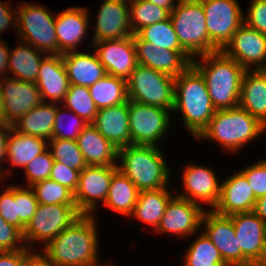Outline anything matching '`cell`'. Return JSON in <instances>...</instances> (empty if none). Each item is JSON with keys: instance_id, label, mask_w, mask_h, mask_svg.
I'll return each mask as SVG.
<instances>
[{"instance_id": "cell-53", "label": "cell", "mask_w": 266, "mask_h": 266, "mask_svg": "<svg viewBox=\"0 0 266 266\" xmlns=\"http://www.w3.org/2000/svg\"><path fill=\"white\" fill-rule=\"evenodd\" d=\"M10 48L8 47V44L5 43L0 37V79L9 77L8 74V59H9V52ZM4 73V74H3Z\"/></svg>"}, {"instance_id": "cell-33", "label": "cell", "mask_w": 266, "mask_h": 266, "mask_svg": "<svg viewBox=\"0 0 266 266\" xmlns=\"http://www.w3.org/2000/svg\"><path fill=\"white\" fill-rule=\"evenodd\" d=\"M138 194L137 187L127 176L117 170L111 178L104 205L116 213L129 217L137 202Z\"/></svg>"}, {"instance_id": "cell-8", "label": "cell", "mask_w": 266, "mask_h": 266, "mask_svg": "<svg viewBox=\"0 0 266 266\" xmlns=\"http://www.w3.org/2000/svg\"><path fill=\"white\" fill-rule=\"evenodd\" d=\"M128 100L163 109H174L175 78L138 64L127 80Z\"/></svg>"}, {"instance_id": "cell-37", "label": "cell", "mask_w": 266, "mask_h": 266, "mask_svg": "<svg viewBox=\"0 0 266 266\" xmlns=\"http://www.w3.org/2000/svg\"><path fill=\"white\" fill-rule=\"evenodd\" d=\"M136 34L143 41L151 42L158 48L183 50L170 18L145 26Z\"/></svg>"}, {"instance_id": "cell-4", "label": "cell", "mask_w": 266, "mask_h": 266, "mask_svg": "<svg viewBox=\"0 0 266 266\" xmlns=\"http://www.w3.org/2000/svg\"><path fill=\"white\" fill-rule=\"evenodd\" d=\"M158 145L130 144L118 149L117 169L139 191L166 188L170 182V168Z\"/></svg>"}, {"instance_id": "cell-41", "label": "cell", "mask_w": 266, "mask_h": 266, "mask_svg": "<svg viewBox=\"0 0 266 266\" xmlns=\"http://www.w3.org/2000/svg\"><path fill=\"white\" fill-rule=\"evenodd\" d=\"M59 104H57V111L55 114V120H54V126H53V133H52V138L55 139H67V140H77L78 136L80 135V133L83 131V129L89 124L87 123L83 118L77 116L73 111L71 110H63L62 106H58ZM70 111L68 114L69 116V123L71 126H69V128L67 129L66 125L69 124L67 123L66 125H64L65 123V119L64 116L66 115V112ZM71 113V114H70ZM65 120V121H64ZM66 127V128H65ZM67 130V132H66Z\"/></svg>"}, {"instance_id": "cell-29", "label": "cell", "mask_w": 266, "mask_h": 266, "mask_svg": "<svg viewBox=\"0 0 266 266\" xmlns=\"http://www.w3.org/2000/svg\"><path fill=\"white\" fill-rule=\"evenodd\" d=\"M56 111V103L42 102L15 121L12 128L21 134L49 141L52 139Z\"/></svg>"}, {"instance_id": "cell-59", "label": "cell", "mask_w": 266, "mask_h": 266, "mask_svg": "<svg viewBox=\"0 0 266 266\" xmlns=\"http://www.w3.org/2000/svg\"><path fill=\"white\" fill-rule=\"evenodd\" d=\"M103 266H113V264L110 265V264L108 263V265H107V264H104Z\"/></svg>"}, {"instance_id": "cell-57", "label": "cell", "mask_w": 266, "mask_h": 266, "mask_svg": "<svg viewBox=\"0 0 266 266\" xmlns=\"http://www.w3.org/2000/svg\"><path fill=\"white\" fill-rule=\"evenodd\" d=\"M0 175H1L0 176L1 177L0 180H3L5 177L3 176V174H1V172H0Z\"/></svg>"}, {"instance_id": "cell-25", "label": "cell", "mask_w": 266, "mask_h": 266, "mask_svg": "<svg viewBox=\"0 0 266 266\" xmlns=\"http://www.w3.org/2000/svg\"><path fill=\"white\" fill-rule=\"evenodd\" d=\"M92 124L116 148L120 149L130 145L128 101L98 109L95 121Z\"/></svg>"}, {"instance_id": "cell-16", "label": "cell", "mask_w": 266, "mask_h": 266, "mask_svg": "<svg viewBox=\"0 0 266 266\" xmlns=\"http://www.w3.org/2000/svg\"><path fill=\"white\" fill-rule=\"evenodd\" d=\"M92 45L108 75L126 81L130 78L131 73L138 65L133 36L94 42Z\"/></svg>"}, {"instance_id": "cell-15", "label": "cell", "mask_w": 266, "mask_h": 266, "mask_svg": "<svg viewBox=\"0 0 266 266\" xmlns=\"http://www.w3.org/2000/svg\"><path fill=\"white\" fill-rule=\"evenodd\" d=\"M201 228L205 229L204 234L213 242L228 266H243V253L238 248L230 216L220 215L212 209L204 211Z\"/></svg>"}, {"instance_id": "cell-6", "label": "cell", "mask_w": 266, "mask_h": 266, "mask_svg": "<svg viewBox=\"0 0 266 266\" xmlns=\"http://www.w3.org/2000/svg\"><path fill=\"white\" fill-rule=\"evenodd\" d=\"M170 19L181 48L192 58L219 51L209 40L206 17L199 0H179Z\"/></svg>"}, {"instance_id": "cell-13", "label": "cell", "mask_w": 266, "mask_h": 266, "mask_svg": "<svg viewBox=\"0 0 266 266\" xmlns=\"http://www.w3.org/2000/svg\"><path fill=\"white\" fill-rule=\"evenodd\" d=\"M117 166L87 165L80 171L74 200L81 215H94L98 201H106L109 185Z\"/></svg>"}, {"instance_id": "cell-14", "label": "cell", "mask_w": 266, "mask_h": 266, "mask_svg": "<svg viewBox=\"0 0 266 266\" xmlns=\"http://www.w3.org/2000/svg\"><path fill=\"white\" fill-rule=\"evenodd\" d=\"M221 51L246 70L266 69V35L245 23L236 30Z\"/></svg>"}, {"instance_id": "cell-19", "label": "cell", "mask_w": 266, "mask_h": 266, "mask_svg": "<svg viewBox=\"0 0 266 266\" xmlns=\"http://www.w3.org/2000/svg\"><path fill=\"white\" fill-rule=\"evenodd\" d=\"M183 193L178 197L189 201L207 204L212 210L217 205L221 194V183L211 168L189 164L186 165L182 175Z\"/></svg>"}, {"instance_id": "cell-3", "label": "cell", "mask_w": 266, "mask_h": 266, "mask_svg": "<svg viewBox=\"0 0 266 266\" xmlns=\"http://www.w3.org/2000/svg\"><path fill=\"white\" fill-rule=\"evenodd\" d=\"M178 111L183 115L185 128L195 139L208 126L216 111L212 105L204 77L192 64L175 77L172 112Z\"/></svg>"}, {"instance_id": "cell-48", "label": "cell", "mask_w": 266, "mask_h": 266, "mask_svg": "<svg viewBox=\"0 0 266 266\" xmlns=\"http://www.w3.org/2000/svg\"><path fill=\"white\" fill-rule=\"evenodd\" d=\"M244 23L266 35V0H252Z\"/></svg>"}, {"instance_id": "cell-46", "label": "cell", "mask_w": 266, "mask_h": 266, "mask_svg": "<svg viewBox=\"0 0 266 266\" xmlns=\"http://www.w3.org/2000/svg\"><path fill=\"white\" fill-rule=\"evenodd\" d=\"M25 247L23 233L0 215V252L21 250Z\"/></svg>"}, {"instance_id": "cell-2", "label": "cell", "mask_w": 266, "mask_h": 266, "mask_svg": "<svg viewBox=\"0 0 266 266\" xmlns=\"http://www.w3.org/2000/svg\"><path fill=\"white\" fill-rule=\"evenodd\" d=\"M192 65L204 77L212 105L216 110L239 106L240 90L246 69L222 51L204 54Z\"/></svg>"}, {"instance_id": "cell-26", "label": "cell", "mask_w": 266, "mask_h": 266, "mask_svg": "<svg viewBox=\"0 0 266 266\" xmlns=\"http://www.w3.org/2000/svg\"><path fill=\"white\" fill-rule=\"evenodd\" d=\"M70 85L92 86L107 75L96 53L72 51L62 54Z\"/></svg>"}, {"instance_id": "cell-44", "label": "cell", "mask_w": 266, "mask_h": 266, "mask_svg": "<svg viewBox=\"0 0 266 266\" xmlns=\"http://www.w3.org/2000/svg\"><path fill=\"white\" fill-rule=\"evenodd\" d=\"M240 172L245 176L256 199L266 196V159L251 164Z\"/></svg>"}, {"instance_id": "cell-52", "label": "cell", "mask_w": 266, "mask_h": 266, "mask_svg": "<svg viewBox=\"0 0 266 266\" xmlns=\"http://www.w3.org/2000/svg\"><path fill=\"white\" fill-rule=\"evenodd\" d=\"M12 125H5L0 124V165L3 162V160H6V142L8 135L11 131ZM1 167V166H0ZM1 174L6 178L8 174H10V171L8 170V173L4 172L3 170H0Z\"/></svg>"}, {"instance_id": "cell-21", "label": "cell", "mask_w": 266, "mask_h": 266, "mask_svg": "<svg viewBox=\"0 0 266 266\" xmlns=\"http://www.w3.org/2000/svg\"><path fill=\"white\" fill-rule=\"evenodd\" d=\"M0 86L6 118L11 125L43 102L36 83L21 81L9 76L0 79Z\"/></svg>"}, {"instance_id": "cell-7", "label": "cell", "mask_w": 266, "mask_h": 266, "mask_svg": "<svg viewBox=\"0 0 266 266\" xmlns=\"http://www.w3.org/2000/svg\"><path fill=\"white\" fill-rule=\"evenodd\" d=\"M17 33L21 41L32 45L47 55H58L55 29L56 14L46 6L33 3L17 5Z\"/></svg>"}, {"instance_id": "cell-50", "label": "cell", "mask_w": 266, "mask_h": 266, "mask_svg": "<svg viewBox=\"0 0 266 266\" xmlns=\"http://www.w3.org/2000/svg\"><path fill=\"white\" fill-rule=\"evenodd\" d=\"M34 252L27 247L23 249V266H55L42 251Z\"/></svg>"}, {"instance_id": "cell-47", "label": "cell", "mask_w": 266, "mask_h": 266, "mask_svg": "<svg viewBox=\"0 0 266 266\" xmlns=\"http://www.w3.org/2000/svg\"><path fill=\"white\" fill-rule=\"evenodd\" d=\"M80 170L68 168L60 162L54 161L49 178L67 187L73 193L78 187Z\"/></svg>"}, {"instance_id": "cell-54", "label": "cell", "mask_w": 266, "mask_h": 266, "mask_svg": "<svg viewBox=\"0 0 266 266\" xmlns=\"http://www.w3.org/2000/svg\"><path fill=\"white\" fill-rule=\"evenodd\" d=\"M253 212L265 223L266 225V196L256 199Z\"/></svg>"}, {"instance_id": "cell-12", "label": "cell", "mask_w": 266, "mask_h": 266, "mask_svg": "<svg viewBox=\"0 0 266 266\" xmlns=\"http://www.w3.org/2000/svg\"><path fill=\"white\" fill-rule=\"evenodd\" d=\"M238 248L243 253V266H266V225L253 212L230 215Z\"/></svg>"}, {"instance_id": "cell-34", "label": "cell", "mask_w": 266, "mask_h": 266, "mask_svg": "<svg viewBox=\"0 0 266 266\" xmlns=\"http://www.w3.org/2000/svg\"><path fill=\"white\" fill-rule=\"evenodd\" d=\"M90 96L98 109L123 104L128 101L127 81L112 75H105L88 87Z\"/></svg>"}, {"instance_id": "cell-38", "label": "cell", "mask_w": 266, "mask_h": 266, "mask_svg": "<svg viewBox=\"0 0 266 266\" xmlns=\"http://www.w3.org/2000/svg\"><path fill=\"white\" fill-rule=\"evenodd\" d=\"M62 106H64L66 110L73 111L87 123H93L98 112V108L86 86L70 85L65 99L62 102Z\"/></svg>"}, {"instance_id": "cell-36", "label": "cell", "mask_w": 266, "mask_h": 266, "mask_svg": "<svg viewBox=\"0 0 266 266\" xmlns=\"http://www.w3.org/2000/svg\"><path fill=\"white\" fill-rule=\"evenodd\" d=\"M130 25L134 34L145 26L170 18L167 9L147 0H136L129 3Z\"/></svg>"}, {"instance_id": "cell-11", "label": "cell", "mask_w": 266, "mask_h": 266, "mask_svg": "<svg viewBox=\"0 0 266 266\" xmlns=\"http://www.w3.org/2000/svg\"><path fill=\"white\" fill-rule=\"evenodd\" d=\"M206 17L208 37L221 51L236 30L244 23V14L237 0H199Z\"/></svg>"}, {"instance_id": "cell-24", "label": "cell", "mask_w": 266, "mask_h": 266, "mask_svg": "<svg viewBox=\"0 0 266 266\" xmlns=\"http://www.w3.org/2000/svg\"><path fill=\"white\" fill-rule=\"evenodd\" d=\"M36 84L43 102H63L70 82L63 63L62 55H46L40 64ZM49 98V99H48Z\"/></svg>"}, {"instance_id": "cell-17", "label": "cell", "mask_w": 266, "mask_h": 266, "mask_svg": "<svg viewBox=\"0 0 266 266\" xmlns=\"http://www.w3.org/2000/svg\"><path fill=\"white\" fill-rule=\"evenodd\" d=\"M204 209L199 203L174 196L161 217L156 232L179 237L195 234L201 228Z\"/></svg>"}, {"instance_id": "cell-43", "label": "cell", "mask_w": 266, "mask_h": 266, "mask_svg": "<svg viewBox=\"0 0 266 266\" xmlns=\"http://www.w3.org/2000/svg\"><path fill=\"white\" fill-rule=\"evenodd\" d=\"M14 198L17 200V217L27 226L38 206L35 193L30 186L14 185Z\"/></svg>"}, {"instance_id": "cell-49", "label": "cell", "mask_w": 266, "mask_h": 266, "mask_svg": "<svg viewBox=\"0 0 266 266\" xmlns=\"http://www.w3.org/2000/svg\"><path fill=\"white\" fill-rule=\"evenodd\" d=\"M8 3L0 1V35L12 24L14 25L13 28L15 27V33H17V10L15 11L13 6Z\"/></svg>"}, {"instance_id": "cell-45", "label": "cell", "mask_w": 266, "mask_h": 266, "mask_svg": "<svg viewBox=\"0 0 266 266\" xmlns=\"http://www.w3.org/2000/svg\"><path fill=\"white\" fill-rule=\"evenodd\" d=\"M0 215L9 224L17 227L22 233L25 225L17 217V200L14 198V185H9L0 193Z\"/></svg>"}, {"instance_id": "cell-51", "label": "cell", "mask_w": 266, "mask_h": 266, "mask_svg": "<svg viewBox=\"0 0 266 266\" xmlns=\"http://www.w3.org/2000/svg\"><path fill=\"white\" fill-rule=\"evenodd\" d=\"M0 266H23V249L0 252Z\"/></svg>"}, {"instance_id": "cell-32", "label": "cell", "mask_w": 266, "mask_h": 266, "mask_svg": "<svg viewBox=\"0 0 266 266\" xmlns=\"http://www.w3.org/2000/svg\"><path fill=\"white\" fill-rule=\"evenodd\" d=\"M18 44L9 52L8 71L12 72L13 78L36 83L40 64L47 54L23 41L18 40Z\"/></svg>"}, {"instance_id": "cell-31", "label": "cell", "mask_w": 266, "mask_h": 266, "mask_svg": "<svg viewBox=\"0 0 266 266\" xmlns=\"http://www.w3.org/2000/svg\"><path fill=\"white\" fill-rule=\"evenodd\" d=\"M47 148L48 141L21 134L11 128L6 142V160L10 161L11 166L23 167L24 169L28 163L46 151Z\"/></svg>"}, {"instance_id": "cell-39", "label": "cell", "mask_w": 266, "mask_h": 266, "mask_svg": "<svg viewBox=\"0 0 266 266\" xmlns=\"http://www.w3.org/2000/svg\"><path fill=\"white\" fill-rule=\"evenodd\" d=\"M48 150H50L54 161L60 162L68 168L81 171L87 166L77 140L52 138L48 141Z\"/></svg>"}, {"instance_id": "cell-22", "label": "cell", "mask_w": 266, "mask_h": 266, "mask_svg": "<svg viewBox=\"0 0 266 266\" xmlns=\"http://www.w3.org/2000/svg\"><path fill=\"white\" fill-rule=\"evenodd\" d=\"M88 13L87 8L69 7L56 14L55 29L58 39V55L78 51L79 44L88 33Z\"/></svg>"}, {"instance_id": "cell-18", "label": "cell", "mask_w": 266, "mask_h": 266, "mask_svg": "<svg viewBox=\"0 0 266 266\" xmlns=\"http://www.w3.org/2000/svg\"><path fill=\"white\" fill-rule=\"evenodd\" d=\"M133 39L140 65L175 78L192 64L193 59L184 50L158 48L151 42L143 41L137 34L133 35Z\"/></svg>"}, {"instance_id": "cell-1", "label": "cell", "mask_w": 266, "mask_h": 266, "mask_svg": "<svg viewBox=\"0 0 266 266\" xmlns=\"http://www.w3.org/2000/svg\"><path fill=\"white\" fill-rule=\"evenodd\" d=\"M96 225L95 214L81 215L41 250L55 266H101Z\"/></svg>"}, {"instance_id": "cell-9", "label": "cell", "mask_w": 266, "mask_h": 266, "mask_svg": "<svg viewBox=\"0 0 266 266\" xmlns=\"http://www.w3.org/2000/svg\"><path fill=\"white\" fill-rule=\"evenodd\" d=\"M80 216L76 205L38 204L35 214L23 232L26 247L31 250L34 246L32 243L39 241H42V246L45 247Z\"/></svg>"}, {"instance_id": "cell-27", "label": "cell", "mask_w": 266, "mask_h": 266, "mask_svg": "<svg viewBox=\"0 0 266 266\" xmlns=\"http://www.w3.org/2000/svg\"><path fill=\"white\" fill-rule=\"evenodd\" d=\"M77 143L87 165L117 166L118 148L105 139L92 123L83 129Z\"/></svg>"}, {"instance_id": "cell-23", "label": "cell", "mask_w": 266, "mask_h": 266, "mask_svg": "<svg viewBox=\"0 0 266 266\" xmlns=\"http://www.w3.org/2000/svg\"><path fill=\"white\" fill-rule=\"evenodd\" d=\"M256 197L251 191L245 176L240 172L221 181V194L214 211L220 215L230 216L236 213L251 212Z\"/></svg>"}, {"instance_id": "cell-55", "label": "cell", "mask_w": 266, "mask_h": 266, "mask_svg": "<svg viewBox=\"0 0 266 266\" xmlns=\"http://www.w3.org/2000/svg\"><path fill=\"white\" fill-rule=\"evenodd\" d=\"M147 1L152 2L153 4L162 7L164 9H167L169 12H171L177 6V2L179 0H147ZM175 1H177L176 4Z\"/></svg>"}, {"instance_id": "cell-58", "label": "cell", "mask_w": 266, "mask_h": 266, "mask_svg": "<svg viewBox=\"0 0 266 266\" xmlns=\"http://www.w3.org/2000/svg\"><path fill=\"white\" fill-rule=\"evenodd\" d=\"M124 1L130 3V2L136 1V0H124Z\"/></svg>"}, {"instance_id": "cell-28", "label": "cell", "mask_w": 266, "mask_h": 266, "mask_svg": "<svg viewBox=\"0 0 266 266\" xmlns=\"http://www.w3.org/2000/svg\"><path fill=\"white\" fill-rule=\"evenodd\" d=\"M239 106L266 126V71L246 70L240 90Z\"/></svg>"}, {"instance_id": "cell-30", "label": "cell", "mask_w": 266, "mask_h": 266, "mask_svg": "<svg viewBox=\"0 0 266 266\" xmlns=\"http://www.w3.org/2000/svg\"><path fill=\"white\" fill-rule=\"evenodd\" d=\"M173 197L172 192L167 187L139 191L137 202L130 217L132 216L156 230L169 201Z\"/></svg>"}, {"instance_id": "cell-40", "label": "cell", "mask_w": 266, "mask_h": 266, "mask_svg": "<svg viewBox=\"0 0 266 266\" xmlns=\"http://www.w3.org/2000/svg\"><path fill=\"white\" fill-rule=\"evenodd\" d=\"M30 187L35 193L38 204L76 205L74 193L50 178L36 182Z\"/></svg>"}, {"instance_id": "cell-10", "label": "cell", "mask_w": 266, "mask_h": 266, "mask_svg": "<svg viewBox=\"0 0 266 266\" xmlns=\"http://www.w3.org/2000/svg\"><path fill=\"white\" fill-rule=\"evenodd\" d=\"M130 144L155 145L171 124L167 109L128 100Z\"/></svg>"}, {"instance_id": "cell-56", "label": "cell", "mask_w": 266, "mask_h": 266, "mask_svg": "<svg viewBox=\"0 0 266 266\" xmlns=\"http://www.w3.org/2000/svg\"><path fill=\"white\" fill-rule=\"evenodd\" d=\"M0 124L11 125L6 118V113L4 110V98H3L1 86H0Z\"/></svg>"}, {"instance_id": "cell-35", "label": "cell", "mask_w": 266, "mask_h": 266, "mask_svg": "<svg viewBox=\"0 0 266 266\" xmlns=\"http://www.w3.org/2000/svg\"><path fill=\"white\" fill-rule=\"evenodd\" d=\"M186 250L184 266H228L204 232Z\"/></svg>"}, {"instance_id": "cell-5", "label": "cell", "mask_w": 266, "mask_h": 266, "mask_svg": "<svg viewBox=\"0 0 266 266\" xmlns=\"http://www.w3.org/2000/svg\"><path fill=\"white\" fill-rule=\"evenodd\" d=\"M266 126L240 106L216 110L197 139L213 140L228 152L237 153L264 133Z\"/></svg>"}, {"instance_id": "cell-20", "label": "cell", "mask_w": 266, "mask_h": 266, "mask_svg": "<svg viewBox=\"0 0 266 266\" xmlns=\"http://www.w3.org/2000/svg\"><path fill=\"white\" fill-rule=\"evenodd\" d=\"M133 35L129 3L124 0H104L99 8L92 43Z\"/></svg>"}, {"instance_id": "cell-42", "label": "cell", "mask_w": 266, "mask_h": 266, "mask_svg": "<svg viewBox=\"0 0 266 266\" xmlns=\"http://www.w3.org/2000/svg\"><path fill=\"white\" fill-rule=\"evenodd\" d=\"M54 164V159L50 150L48 149L37 155L27 166L24 168L27 186H32L34 183L49 179L51 169Z\"/></svg>"}]
</instances>
